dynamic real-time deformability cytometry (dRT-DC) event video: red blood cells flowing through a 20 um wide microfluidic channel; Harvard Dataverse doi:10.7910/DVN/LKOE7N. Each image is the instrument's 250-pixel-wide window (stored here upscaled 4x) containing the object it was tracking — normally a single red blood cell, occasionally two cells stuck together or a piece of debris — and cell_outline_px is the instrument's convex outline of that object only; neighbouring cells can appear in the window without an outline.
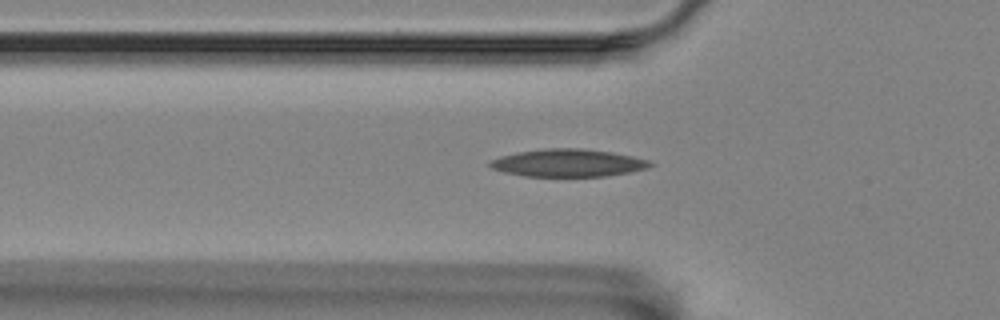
{"species": "Egyptian fruit bat (a non-hibernating species)", "species_latin": "Rousettus aegyptiacus", "temperature_condition": "room temperature", "stored_images_in_passage": 4, "camera_frame_rate_fps": 3000, "um_per_image_px": 0.085, "animal": {"sex": "female"}, "frame": {"image": 1, "passage_image": 4, "time_ms": 1.0, "image_size_px": [1000, 320], "cell_outline_px": [[656, 164], [648, 168], [632, 172], [608, 176], [524, 176], [504, 172], [492, 168], [488, 164], [492, 160], [500, 156], [516, 152], [544, 148], [580, 148], [612, 152], [632, 156], [648, 160]], "centroid_in_image_um": [48.32, 13.85], "position_along_channel_um": 77.5, "area_um2": 25.89}}